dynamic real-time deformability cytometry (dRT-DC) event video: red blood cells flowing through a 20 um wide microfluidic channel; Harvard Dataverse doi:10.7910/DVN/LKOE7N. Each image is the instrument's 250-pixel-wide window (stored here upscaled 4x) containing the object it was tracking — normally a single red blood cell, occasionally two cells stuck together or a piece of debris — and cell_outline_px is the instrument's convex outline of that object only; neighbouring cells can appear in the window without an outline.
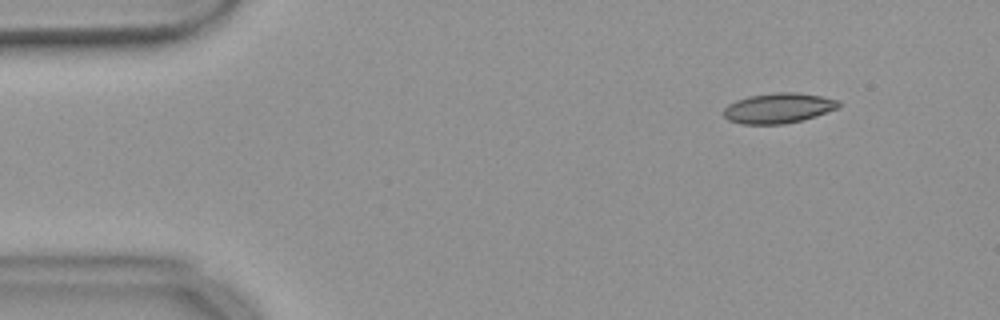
{"species": "common noctule bat (a hibernating species)", "species_latin": "Nyctalus noctula", "temperature_condition": "warm", "stored_images_in_passage": 49, "camera_frame_rate_fps": 3000, "um_per_image_px": 0.085, "animal": {"sex": "female", "body_mass_g": 18.4}, "frame": {"image": 1, "passage_image": 1, "time_ms": 0.0, "image_size_px": [1000, 320], "cell_outline_px": [[840, 104], [836, 108], [816, 116], [784, 124], [744, 124], [728, 120], [724, 116], [724, 108], [728, 104], [736, 100], [748, 96], [776, 92], [796, 92], [820, 96], [840, 100]], "centroid_in_image_um": [66.14, 9.18], "position_along_channel_um": 18.9, "area_um2": 20.11}}
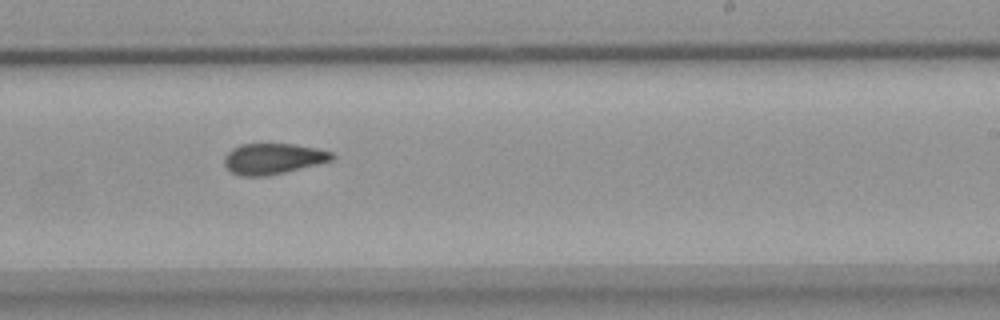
{"frame": {"image": 2, "passage_image": 28, "time_ms": 9.0, "image_size_px": [1000, 320], "cell_outline_px": [[336, 156], [332, 160], [284, 172], [264, 176], [240, 176], [232, 172], [224, 164], [224, 156], [232, 148], [240, 144], [292, 144], [316, 148], [332, 152]], "centroid_in_image_um": [23.19, 13.48], "position_along_channel_um": 265.8, "area_um2": 19.13}}
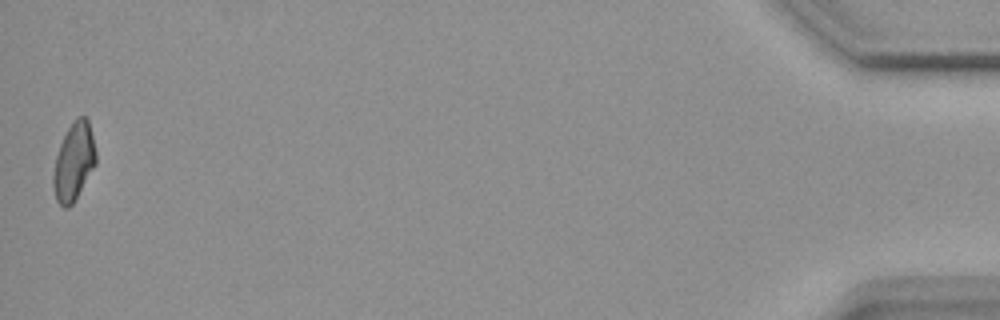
{"frame": {"image": 3, "passage_image": 49, "time_ms": 16.0, "image_size_px": [1000, 320], "cell_outline_px": [[96, 164], [72, 204], [68, 208], [64, 208], [56, 200], [52, 184], [52, 176], [56, 156], [60, 144], [68, 128], [76, 116], [84, 116], [88, 120], [96, 152]], "centroid_in_image_um": [6.26, 13.75], "position_along_channel_um": 428.9, "area_um2": 19.19}, "authors_computed_cell_mechanics": {"area_um2": 19.9988, "velocity_mm_per_s": 3.7095, "shape_relaxation_time_tau1_ms": null, "shape_relaxation_time_tau2_ms": 3.0073, "deformation_change_tau1": null, "deformation_change_tau2": 0.0865}}